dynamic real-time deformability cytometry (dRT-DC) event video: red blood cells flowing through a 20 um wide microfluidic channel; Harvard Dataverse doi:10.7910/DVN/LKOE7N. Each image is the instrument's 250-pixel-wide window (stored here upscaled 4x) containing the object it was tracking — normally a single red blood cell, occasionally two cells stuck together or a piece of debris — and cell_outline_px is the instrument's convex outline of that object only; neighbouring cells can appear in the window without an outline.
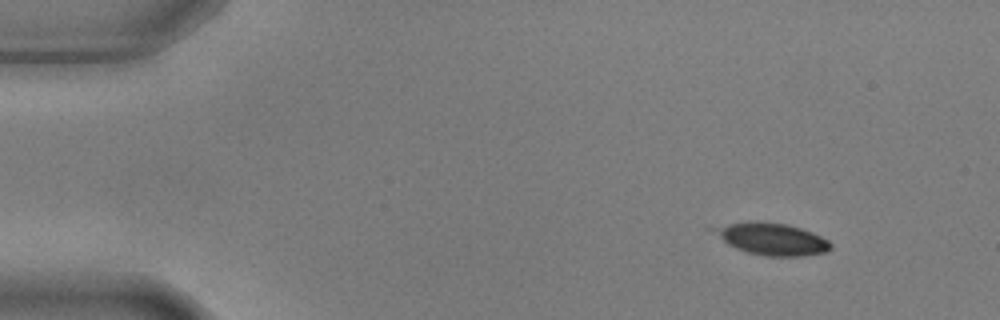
{"species": "common noctule bat (a hibernating species)", "species_latin": "Nyctalus noctula", "temperature_condition": "warm", "stored_images_in_passage": 5, "camera_frame_rate_fps": 3000, "um_per_image_px": 0.085, "animal": {"sex": "male", "body_mass_g": 17.9, "forearm_length_mm": 54.2}, "frame": {"image": 1, "passage_image": 1, "time_ms": 0.0, "image_size_px": [1000, 320], "cell_outline_px": [[832, 248], [828, 252], [804, 256], [768, 256], [748, 252], [736, 248], [728, 244], [708, 228], [748, 220], [760, 220], [784, 224], [800, 228], [812, 232], [828, 240], [832, 244]], "centroid_in_image_um": [65.62, 20.3], "position_along_channel_um": 19.4, "area_um2": 21.91}}
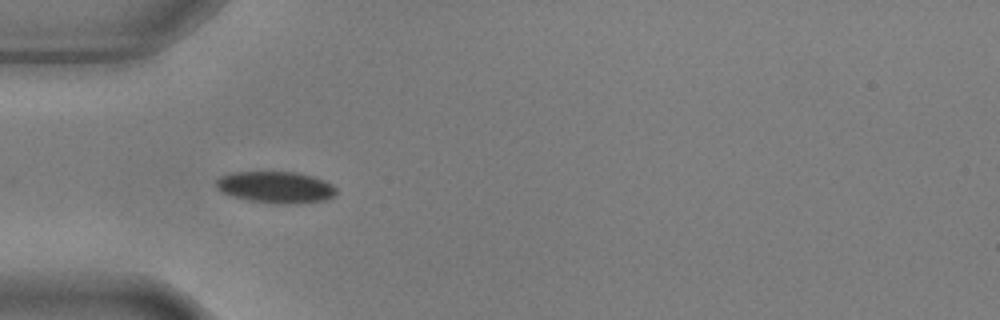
{"frame": {"image": 2, "passage_image": 4, "time_ms": 1.0, "image_size_px": [1000, 320], "cell_outline_px": [[336, 196], [324, 200], [300, 204], [280, 204], [248, 200], [232, 196], [220, 192], [216, 188], [216, 180], [220, 176], [232, 172], [296, 172], [312, 176], [324, 180], [332, 184], [336, 188]], "centroid_in_image_um": [23.44, 15.92], "position_along_channel_um": 61.6, "area_um2": 22.37}}
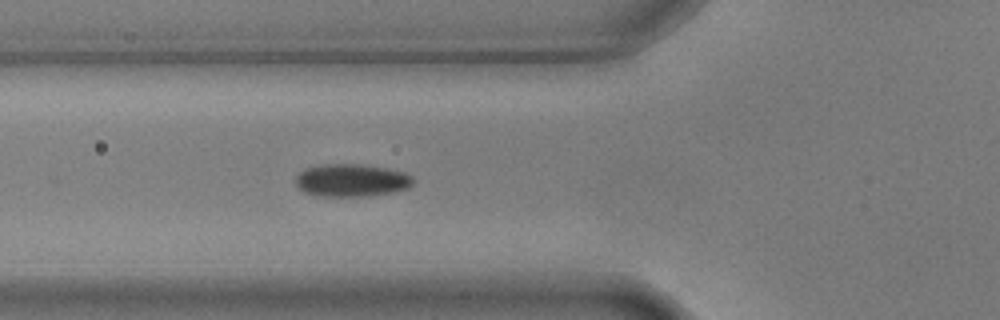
{"frame": {"image": 3, "passage_image": 5, "time_ms": 1.333, "image_size_px": [1000, 320], "cell_outline_px": [[416, 180], [408, 188], [392, 192], [368, 196], [320, 196], [304, 192], [296, 184], [296, 176], [300, 172], [308, 168], [324, 164], [364, 164], [404, 172], [412, 176]], "centroid_in_image_um": [29.91, 15.33], "position_along_channel_um": 95.9, "area_um2": 22.31}}